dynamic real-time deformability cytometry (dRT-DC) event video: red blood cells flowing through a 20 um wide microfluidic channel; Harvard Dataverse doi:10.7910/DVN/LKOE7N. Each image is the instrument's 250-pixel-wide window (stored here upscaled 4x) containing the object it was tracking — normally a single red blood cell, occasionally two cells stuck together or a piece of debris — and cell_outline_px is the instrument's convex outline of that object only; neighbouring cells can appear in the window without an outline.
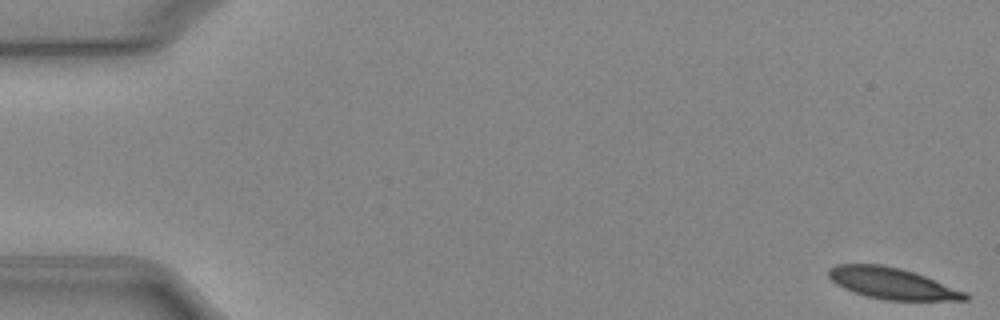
{"species": "Egyptian fruit bat (a non-hibernating species)", "species_latin": "Rousettus aegyptiacus", "temperature_condition": "cold", "stored_images_in_passage": 53, "segment_of_instrument_passage": [1, 2], "camera_frame_rate_fps": 3000, "um_per_image_px": 0.085, "animal": {"sex": "female"}, "frame": {"image": 1, "passage_image": 1, "time_ms": 0.0, "image_size_px": [1000, 320], "cell_outline_px": [[968, 300], [888, 300], [868, 296], [844, 288], [836, 284], [828, 276], [828, 268], [836, 264], [880, 264], [900, 268], [924, 276], [968, 292]], "centroid_in_image_um": [75.83, 24.08], "position_along_channel_um": 9.2, "area_um2": 24.62}}
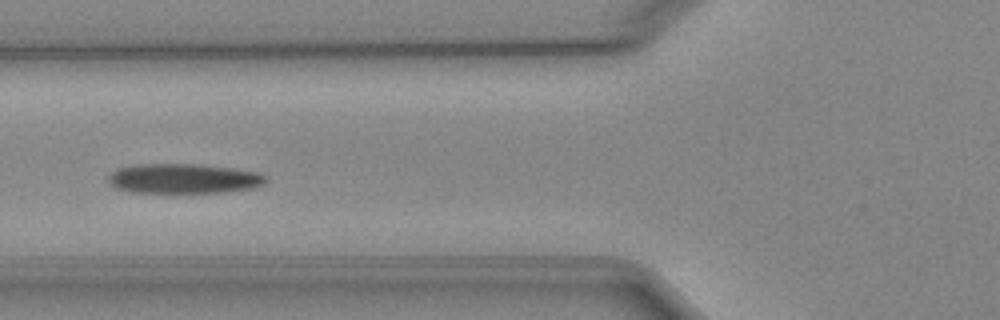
{"frame": {"image": 2, "passage_image": 20, "time_ms": 6.333, "image_size_px": [1000, 320], "cell_outline_px": [[268, 180], [264, 184], [256, 188], [228, 192], [132, 192], [116, 188], [108, 184], [108, 176], [112, 172], [120, 168], [132, 164], [192, 164], [232, 168], [260, 172], [268, 176]], "centroid_in_image_um": [15.66, 15.18], "position_along_channel_um": 110.1, "area_um2": 27.57}}
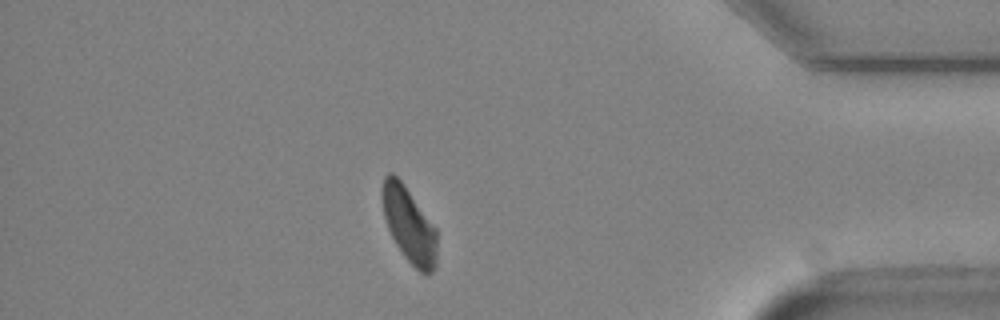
{"frame": {"image": 3, "passage_image": 45, "time_ms": 14.667, "image_size_px": [1000, 320], "cell_outline_px": [[436, 264], [432, 272], [428, 276], [420, 272], [404, 256], [396, 244], [388, 228], [384, 216], [380, 196], [380, 188], [384, 176], [388, 172], [392, 172], [404, 184], [436, 228]], "centroid_in_image_um": [34.74, 19.08], "position_along_channel_um": 400.5, "area_um2": 24.16}}